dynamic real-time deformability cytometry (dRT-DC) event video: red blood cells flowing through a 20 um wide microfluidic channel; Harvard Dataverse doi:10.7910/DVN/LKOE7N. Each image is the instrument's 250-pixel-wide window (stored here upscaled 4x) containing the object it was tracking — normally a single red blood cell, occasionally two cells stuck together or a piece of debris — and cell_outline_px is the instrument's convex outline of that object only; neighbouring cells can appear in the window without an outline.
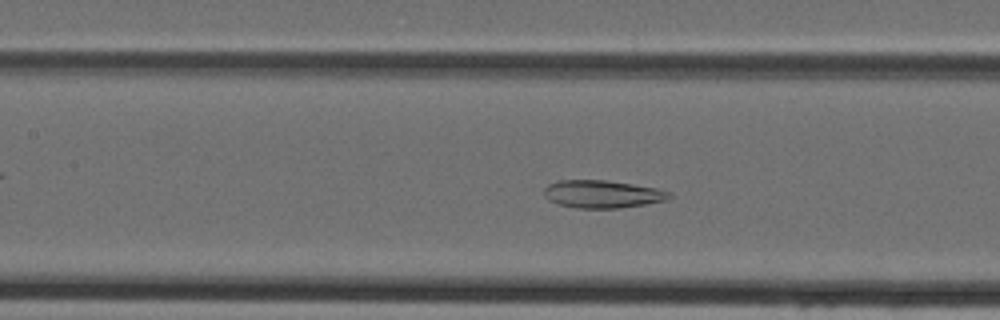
{"species": "Egyptian fruit bat (a non-hibernating species)", "species_latin": "Rousettus aegyptiacus", "temperature_condition": "cold", "stored_images_in_passage": 44, "camera_frame_rate_fps": 3000, "um_per_image_px": 0.085, "animal": {"sex": "female"}, "frame": {"image": 1, "passage_image": 19, "time_ms": 6.0, "image_size_px": [1000, 320], "cell_outline_px": [[672, 196], [664, 200], [644, 204], [620, 208], [576, 208], [556, 204], [548, 200], [544, 196], [544, 188], [548, 184], [560, 180], [604, 180], [632, 184], [656, 188], [672, 192]], "centroid_in_image_um": [51.16, 16.5], "position_along_channel_um": 156.2, "area_um2": 20.23}}
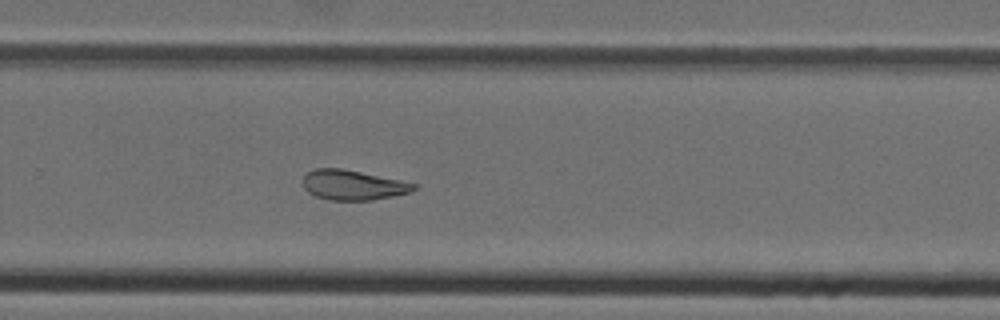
{"frame": {"image": 2, "passage_image": 29, "time_ms": 9.333, "image_size_px": [1000, 320], "cell_outline_px": [[420, 184], [412, 192], [372, 200], [328, 200], [316, 196], [308, 192], [304, 188], [304, 172], [316, 168], [340, 168]], "centroid_in_image_um": [30.0, 15.73], "position_along_channel_um": 299.8, "area_um2": 19.36}}
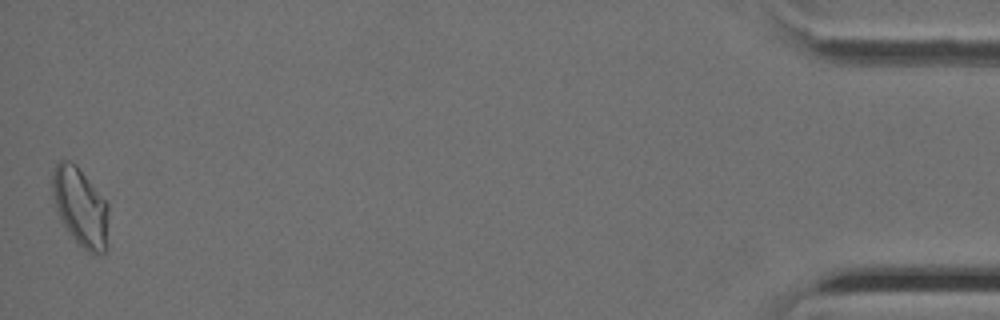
{"frame": {"image": 3, "passage_image": 44, "time_ms": 14.333, "image_size_px": [1000, 320], "cell_outline_px": [[108, 248], [104, 252], [96, 256], [92, 256], [76, 244], [60, 220], [56, 208], [52, 192], [52, 172], [56, 164], [60, 160], [68, 160], [76, 164], [108, 204]], "centroid_in_image_um": [6.85, 17.67], "position_along_channel_um": 428.4, "area_um2": 26.3}}